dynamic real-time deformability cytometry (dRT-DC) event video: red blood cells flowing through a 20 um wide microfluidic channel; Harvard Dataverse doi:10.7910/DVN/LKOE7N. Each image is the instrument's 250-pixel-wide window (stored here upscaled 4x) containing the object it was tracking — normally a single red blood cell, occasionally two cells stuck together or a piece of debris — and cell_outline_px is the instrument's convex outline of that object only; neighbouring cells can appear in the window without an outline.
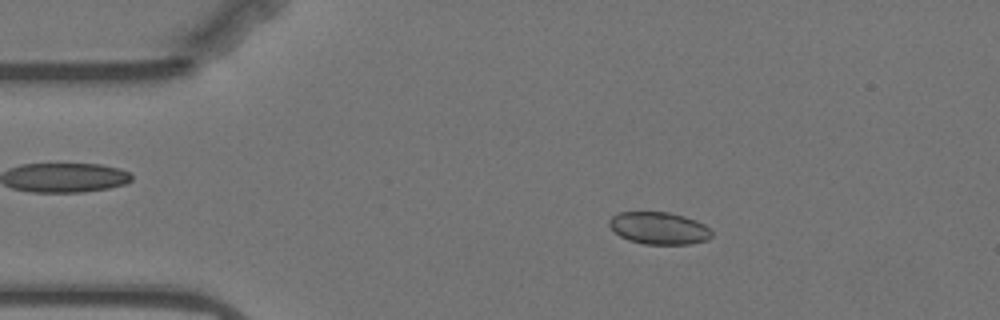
{"species": "Egyptian fruit bat (a non-hibernating species)", "species_latin": "Rousettus aegyptiacus", "temperature_condition": "warm", "stored_images_in_passage": 56, "camera_frame_rate_fps": 3000, "um_per_image_px": 0.085, "animal": {"sex": "female"}, "frame": {"image": 1, "passage_image": 9, "time_ms": 2.667, "image_size_px": [1000, 320], "cell_outline_px": [[712, 236], [708, 240], [692, 244], [644, 244], [628, 240], [620, 236], [608, 224], [608, 220], [612, 216], [620, 212], [668, 212], [684, 216], [696, 220], [704, 224], [712, 232]], "centroid_in_image_um": [56.02, 19.4], "position_along_channel_um": 29.0, "area_um2": 19.31}}
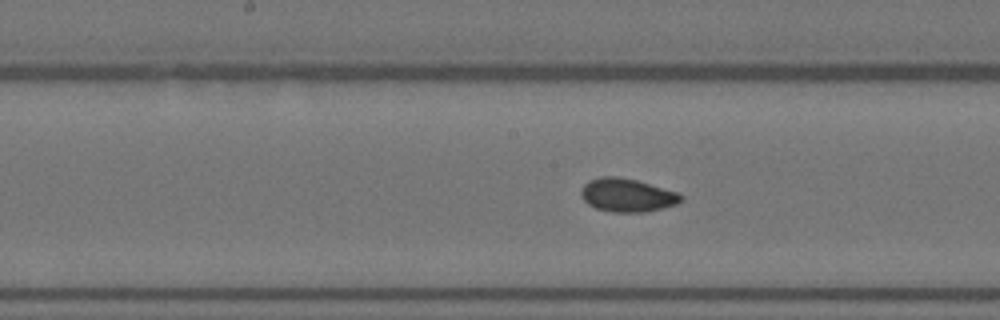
{"frame": {"image": 2, "passage_image": 27, "time_ms": 8.667, "image_size_px": [1000, 320], "cell_outline_px": [[684, 200], [676, 204], [644, 212], [612, 212], [596, 208], [588, 204], [584, 200], [580, 192], [584, 184], [588, 180], [600, 176], [616, 176], [636, 180], [680, 192], [684, 196]], "centroid_in_image_um": [53.33, 16.57], "position_along_channel_um": 194.9, "area_um2": 19.54}}
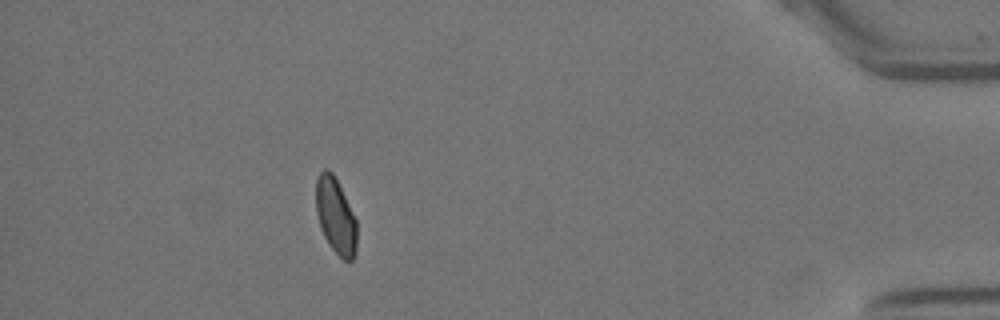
{"frame": {"image": 3, "passage_image": 50, "time_ms": 16.333, "image_size_px": [1000, 320], "cell_outline_px": [[356, 256], [352, 260], [344, 260], [332, 248], [324, 236], [320, 228], [316, 212], [316, 180], [320, 172], [324, 168], [328, 168], [332, 172], [356, 220]], "centroid_in_image_um": [28.51, 18.36], "position_along_channel_um": 406.7, "area_um2": 17.8}, "authors_computed_cell_mechanics": {"area_um2": 18.9584, "velocity_mm_per_s": 3.5141, "shape_relaxation_time_tau1_ms": 6.0283, "shape_relaxation_time_tau2_ms": 3.3882, "deformation_change_tau1": 0.053, "deformation_change_tau2": 0.0464}}